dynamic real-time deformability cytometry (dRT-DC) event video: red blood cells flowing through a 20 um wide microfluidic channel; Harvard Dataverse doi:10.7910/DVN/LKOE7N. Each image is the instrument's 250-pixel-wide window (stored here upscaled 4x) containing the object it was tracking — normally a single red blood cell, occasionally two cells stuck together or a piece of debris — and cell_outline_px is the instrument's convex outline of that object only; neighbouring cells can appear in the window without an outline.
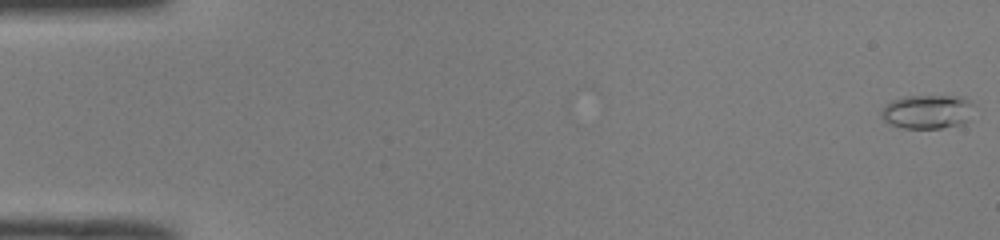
{"species": "common noctule bat (a hibernating species)", "species_latin": "Nyctalus noctula", "temperature_condition": "room temperature", "stored_images_in_passage": 51, "camera_frame_rate_fps": 3000, "um_per_image_px": 0.085, "animal": {"sex": "male", "body_mass_g": 19.0, "forearm_length_mm": 50.8}, "frame": {"image": 1, "passage_image": 1, "time_ms": 0.0, "image_size_px": [1000, 240], "cell_outline_px": [[976, 104], [968, 120], [964, 124], [940, 128], [904, 128], [888, 124], [880, 116], [880, 112], [892, 100], [904, 96], [964, 96], [972, 100]], "centroid_in_image_um": [78.89, 9.49], "position_along_channel_um": 6.1, "area_um2": 18.73}}
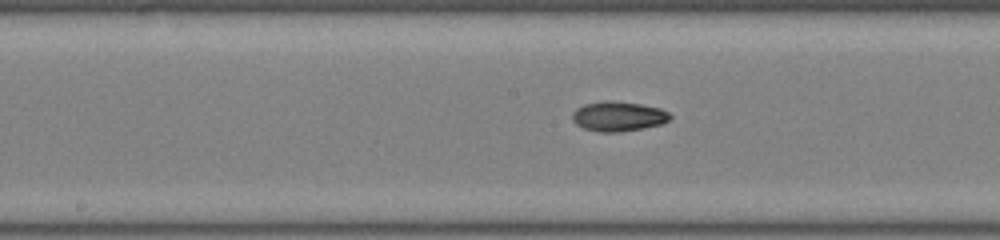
{"frame": {"image": 2, "passage_image": 27, "time_ms": 8.667, "image_size_px": [1000, 240], "cell_outline_px": [[672, 116], [668, 120], [660, 124], [620, 132], [600, 132], [584, 128], [576, 124], [572, 120], [572, 112], [576, 108], [584, 104], [604, 100], [612, 100], [640, 104], [660, 108], [668, 112]], "centroid_in_image_um": [52.51, 9.87], "position_along_channel_um": 195.7, "area_um2": 16.94}}
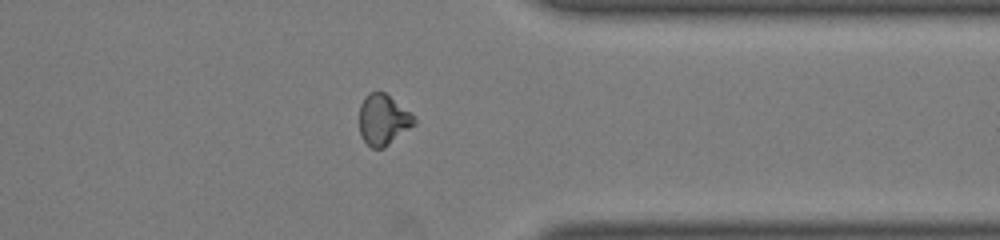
{"frame": {"image": 3, "passage_image": 41, "time_ms": 13.333, "image_size_px": [1000, 240], "cell_outline_px": [[416, 124], [384, 148], [372, 148], [360, 136], [360, 104], [368, 92], [384, 92], [408, 112], [416, 120]], "centroid_in_image_um": [32.55, 10.2], "position_along_channel_um": 378.9, "area_um2": 15.9}, "authors_computed_cell_mechanics": {"area_um2": 16.0684, "velocity_mm_per_s": 4.0412, "shape_relaxation_time_tau1_ms": 6.3507, "shape_relaxation_time_tau2_ms": 2.2304, "deformation_change_tau1": 0.1702, "deformation_change_tau2": 0.0695}}